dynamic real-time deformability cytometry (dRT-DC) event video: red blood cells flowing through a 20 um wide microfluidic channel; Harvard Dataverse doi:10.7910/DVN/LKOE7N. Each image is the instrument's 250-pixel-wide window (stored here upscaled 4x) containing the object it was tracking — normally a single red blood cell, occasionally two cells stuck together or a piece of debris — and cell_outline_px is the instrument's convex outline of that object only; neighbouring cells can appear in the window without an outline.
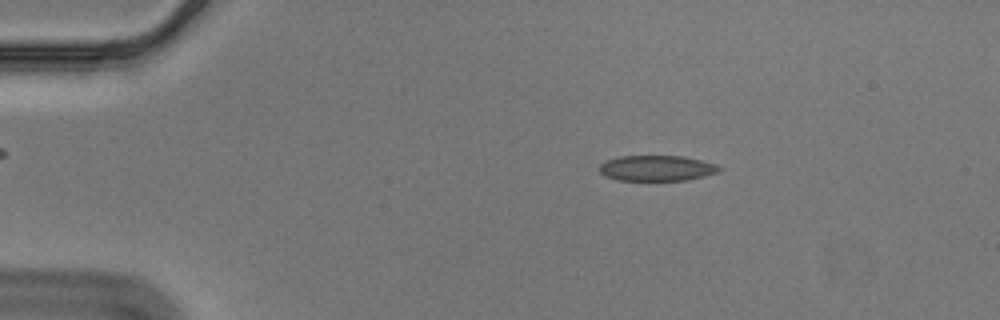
{"species": "Egyptian fruit bat (a non-hibernating species)", "species_latin": "Rousettus aegyptiacus", "temperature_condition": "cold", "stored_images_in_passage": 54, "camera_frame_rate_fps": 3000, "um_per_image_px": 0.085, "animal": {"sex": "male"}, "frame": {"image": 1, "passage_image": 8, "time_ms": 2.333, "image_size_px": [1000, 320], "cell_outline_px": [[720, 172], [704, 176], [684, 180], [616, 180], [604, 176], [600, 172], [600, 164], [604, 160], [620, 156], [684, 156], [716, 164], [720, 168]], "centroid_in_image_um": [55.79, 14.29], "position_along_channel_um": 29.2, "area_um2": 17.86}}
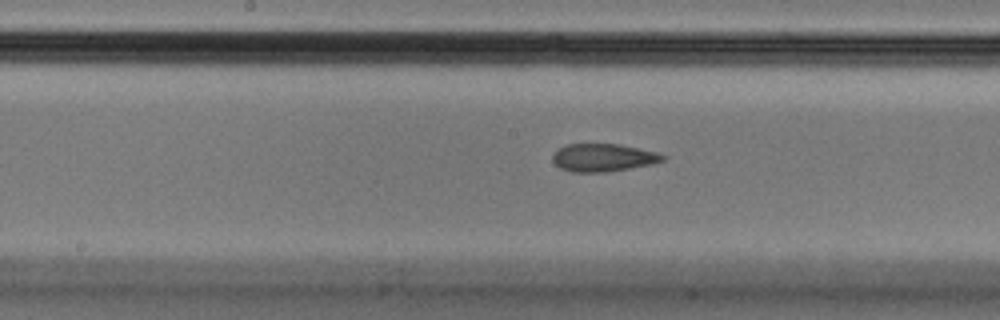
{"frame": {"image": 2, "passage_image": 27, "time_ms": 8.667, "image_size_px": [1000, 320], "cell_outline_px": [[668, 156], [664, 160], [652, 164], [604, 172], [572, 172], [560, 168], [552, 160], [552, 156], [560, 148], [568, 144], [620, 144], [656, 152]], "centroid_in_image_um": [51.29, 13.39], "position_along_channel_um": 196.9, "area_um2": 17.69}}
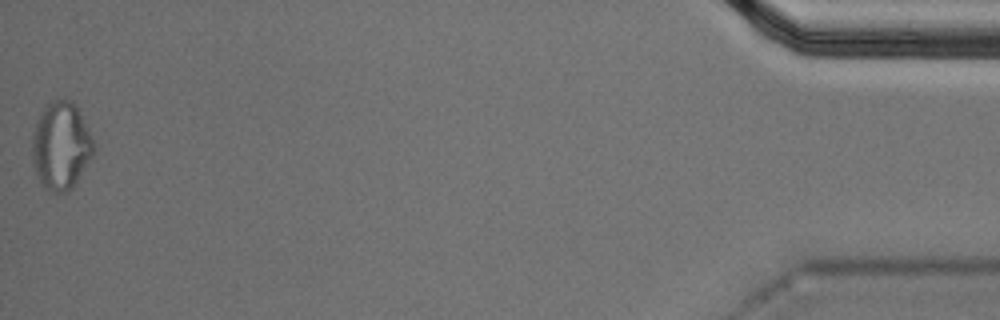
{"frame": {"image": 3, "passage_image": 54, "time_ms": 17.667, "image_size_px": [1000, 320], "cell_outline_px": [[96, 148], [92, 156], [76, 184], [68, 192], [48, 192], [40, 184], [36, 176], [32, 164], [32, 136], [36, 120], [44, 104], [52, 100], [72, 100], [80, 108]], "centroid_in_image_um": [5.17, 12.39], "position_along_channel_um": 430.0, "area_um2": 32.31}, "authors_computed_cell_mechanics": {"area_um2": 18.2359, "velocity_mm_per_s": 3.5753, "shape_relaxation_time_tau1_ms": null, "shape_relaxation_time_tau2_ms": 2.4843, "deformation_change_tau1": null, "deformation_change_tau2": 0.089}}